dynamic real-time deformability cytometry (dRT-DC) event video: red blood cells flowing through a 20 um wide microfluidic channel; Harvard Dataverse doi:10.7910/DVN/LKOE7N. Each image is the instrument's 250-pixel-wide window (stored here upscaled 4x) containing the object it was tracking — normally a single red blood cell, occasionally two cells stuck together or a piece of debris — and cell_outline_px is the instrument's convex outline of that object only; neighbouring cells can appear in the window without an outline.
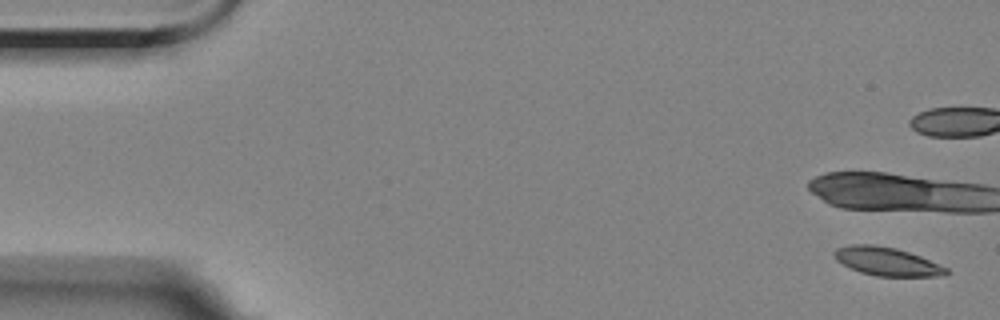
{"species": "Egyptian fruit bat (a non-hibernating species)", "species_latin": "Rousettus aegyptiacus", "temperature_condition": "room temperature", "stored_images_in_passage": 5, "camera_frame_rate_fps": 3000, "um_per_image_px": 0.085, "animal": {"sex": "female"}, "frame": {"image": 1, "passage_image": 1, "time_ms": 0.0, "image_size_px": [1000, 320], "cell_outline_px": [[952, 272], [944, 276], [876, 276], [860, 272], [836, 260], [832, 256], [832, 252], [836, 248], [852, 244], [872, 244], [896, 248], [920, 256], [948, 268]], "centroid_in_image_um": [75.39, 22.22], "position_along_channel_um": 9.6, "area_um2": 18.61}}